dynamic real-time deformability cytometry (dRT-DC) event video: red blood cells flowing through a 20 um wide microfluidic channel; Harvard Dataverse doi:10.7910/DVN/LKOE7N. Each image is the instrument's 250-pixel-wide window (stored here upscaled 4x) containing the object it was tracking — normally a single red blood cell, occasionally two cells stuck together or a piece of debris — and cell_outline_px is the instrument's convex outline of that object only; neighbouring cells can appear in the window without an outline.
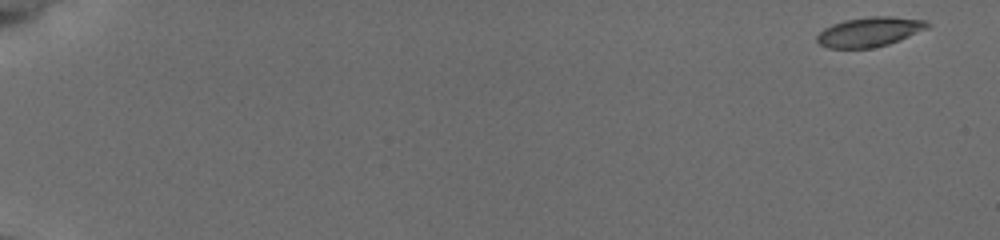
{"species": "common noctule bat (a hibernating species)", "species_latin": "Nyctalus noctula", "temperature_condition": "cold", "stored_images_in_passage": 55, "camera_frame_rate_fps": 3000, "um_per_image_px": 0.085, "animal": {"sex": "female", "body_mass_g": 19.5, "forearm_length_mm": 54.1}, "frame": {"image": 1, "passage_image": 1, "time_ms": 0.0, "image_size_px": [1000, 240], "cell_outline_px": [[932, 24], [928, 28], [900, 40], [888, 44], [872, 48], [828, 48], [820, 44], [816, 40], [816, 36], [824, 28], [832, 24], [844, 20], [868, 16], [892, 16], [928, 20]], "centroid_in_image_um": [73.94, 2.69], "position_along_channel_um": 11.1, "area_um2": 19.25}}
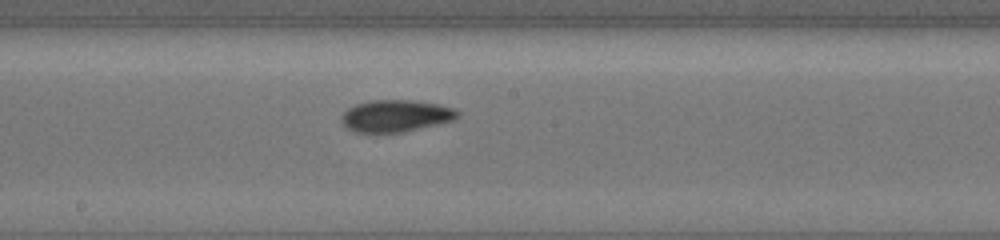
{"frame": {"image": 2, "passage_image": 32, "time_ms": 10.333, "image_size_px": [1000, 240], "cell_outline_px": [[460, 116], [456, 120], [404, 132], [356, 132], [348, 128], [340, 120], [340, 116], [348, 108], [356, 104], [372, 100], [412, 100], [436, 104], [456, 108], [460, 112]], "centroid_in_image_um": [33.68, 9.85], "position_along_channel_um": 214.5, "area_um2": 21.73}}
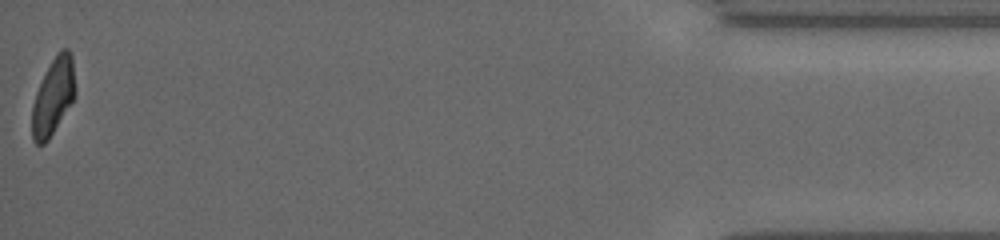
{"frame": {"image": 3, "passage_image": 55, "time_ms": 18.0, "image_size_px": [1000, 240], "cell_outline_px": [[76, 96], [48, 140], [44, 144], [36, 144], [32, 140], [32, 104], [36, 92], [56, 52], [60, 48], [68, 48], [72, 56], [76, 92]], "centroid_in_image_um": [4.54, 8.19], "position_along_channel_um": 430.7, "area_um2": 19.31}, "authors_computed_cell_mechanics": {"area_um2": 20.3456, "velocity_mm_per_s": 3.8175, "shape_relaxation_time_tau1_ms": 2.6549, "shape_relaxation_time_tau2_ms": 5.0336, "deformation_change_tau1": 0.1476, "deformation_change_tau2": 0.102}}